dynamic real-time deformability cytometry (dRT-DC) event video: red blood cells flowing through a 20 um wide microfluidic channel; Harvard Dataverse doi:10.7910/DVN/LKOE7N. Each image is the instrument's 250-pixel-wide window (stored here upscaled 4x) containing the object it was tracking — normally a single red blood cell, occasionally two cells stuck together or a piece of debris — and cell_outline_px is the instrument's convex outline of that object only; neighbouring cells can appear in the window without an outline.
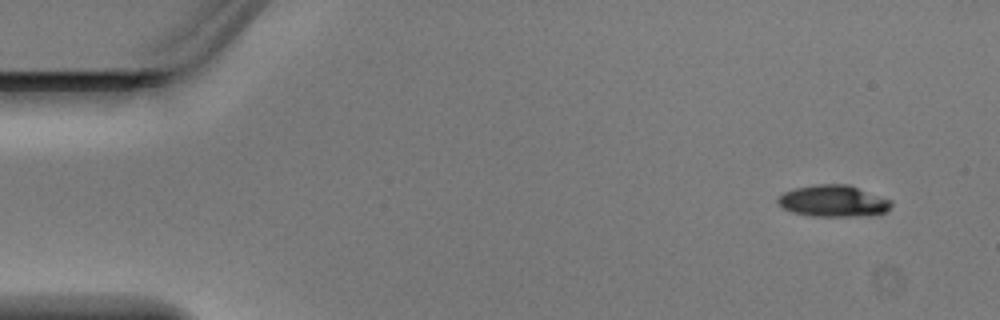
{"species": "Egyptian fruit bat (a non-hibernating species)", "species_latin": "Rousettus aegyptiacus", "temperature_condition": "warm", "stored_images_in_passage": 4, "camera_frame_rate_fps": 3000, "um_per_image_px": 0.085, "animal": {"sex": "male"}, "frame": {"image": 1, "passage_image": 1, "time_ms": 0.0, "image_size_px": [1000, 320], "cell_outline_px": [[892, 204], [884, 212], [876, 216], [812, 216], [792, 212], [776, 204], [776, 200], [784, 192], [796, 188], [816, 184], [848, 184], [892, 200]], "centroid_in_image_um": [70.84, 17.09], "position_along_channel_um": 14.2, "area_um2": 20.98}}
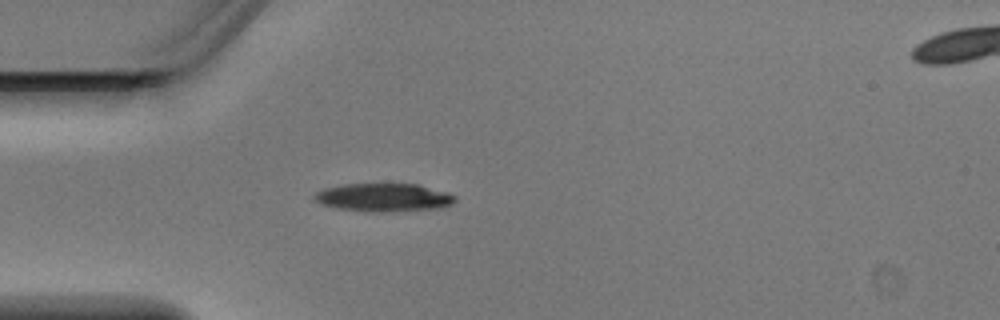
{"frame": {"image": 2, "passage_image": 4, "time_ms": 1.0, "image_size_px": [1000, 320], "cell_outline_px": [[456, 200], [452, 204], [444, 208], [392, 212], [364, 212], [336, 208], [324, 204], [316, 200], [312, 196], [316, 192], [324, 188], [344, 184], [416, 184], [448, 192], [456, 196]], "centroid_in_image_um": [32.66, 16.8], "position_along_channel_um": 52.3, "area_um2": 23.41}}